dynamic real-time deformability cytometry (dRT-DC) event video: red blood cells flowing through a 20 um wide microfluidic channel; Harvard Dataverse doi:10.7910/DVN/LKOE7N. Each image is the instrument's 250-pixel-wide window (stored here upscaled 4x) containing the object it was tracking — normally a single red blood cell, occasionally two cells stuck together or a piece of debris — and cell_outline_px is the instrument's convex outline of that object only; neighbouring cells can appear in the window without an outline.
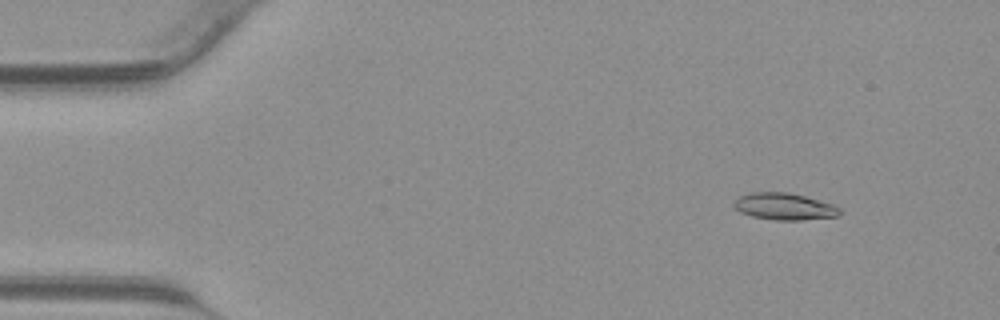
{"species": "common noctule bat (a hibernating species)", "species_latin": "Nyctalus noctula", "temperature_condition": "warm", "stored_images_in_passage": 43, "camera_frame_rate_fps": 3000, "um_per_image_px": 0.085, "animal": {"sex": "male", "body_mass_g": 23.1, "forearm_length_mm": 52.7}, "frame": {"image": 1, "passage_image": 5, "time_ms": 1.333, "image_size_px": [1000, 320], "cell_outline_px": [[844, 212], [840, 216], [800, 220], [776, 220], [752, 216], [740, 212], [732, 204], [740, 196], [748, 192], [788, 192], [804, 196], [832, 204], [840, 208]], "centroid_in_image_um": [66.69, 17.55], "position_along_channel_um": 18.3, "area_um2": 16.59}}
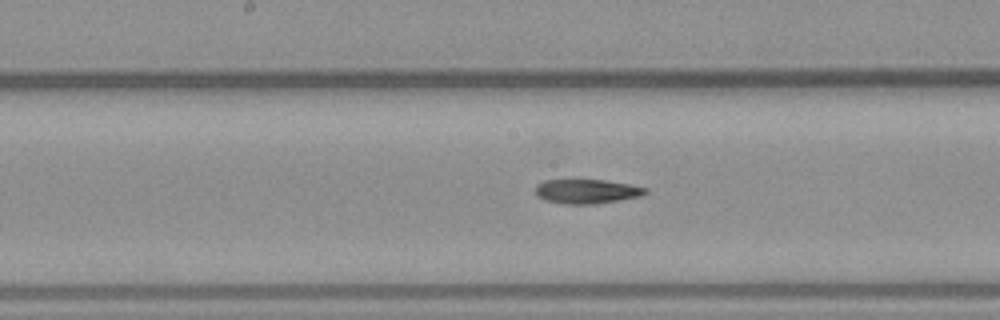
{"frame": {"image": 2, "passage_image": 22, "time_ms": 7.0, "image_size_px": [1000, 320], "cell_outline_px": [[648, 192], [640, 196], [620, 200], [596, 204], [564, 204], [544, 200], [536, 196], [536, 184], [544, 180], [604, 180], [632, 184], [648, 188]], "centroid_in_image_um": [49.88, 16.27], "position_along_channel_um": 198.3, "area_um2": 15.78}}
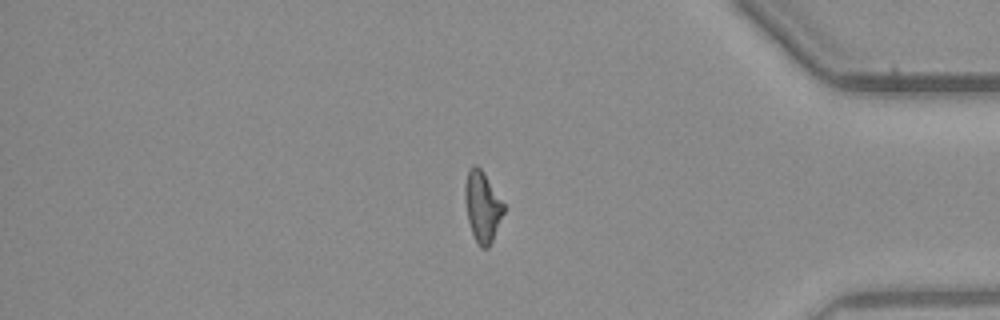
{"frame": {"image": 3, "passage_image": 36, "time_ms": 11.667, "image_size_px": [1000, 320], "cell_outline_px": [[504, 212], [492, 240], [488, 248], [480, 248], [472, 232], [468, 220], [464, 196], [464, 184], [468, 168], [472, 164], [476, 164], [484, 172], [504, 204]], "centroid_in_image_um": [40.98, 17.51], "position_along_channel_um": 394.2, "area_um2": 15.9}}